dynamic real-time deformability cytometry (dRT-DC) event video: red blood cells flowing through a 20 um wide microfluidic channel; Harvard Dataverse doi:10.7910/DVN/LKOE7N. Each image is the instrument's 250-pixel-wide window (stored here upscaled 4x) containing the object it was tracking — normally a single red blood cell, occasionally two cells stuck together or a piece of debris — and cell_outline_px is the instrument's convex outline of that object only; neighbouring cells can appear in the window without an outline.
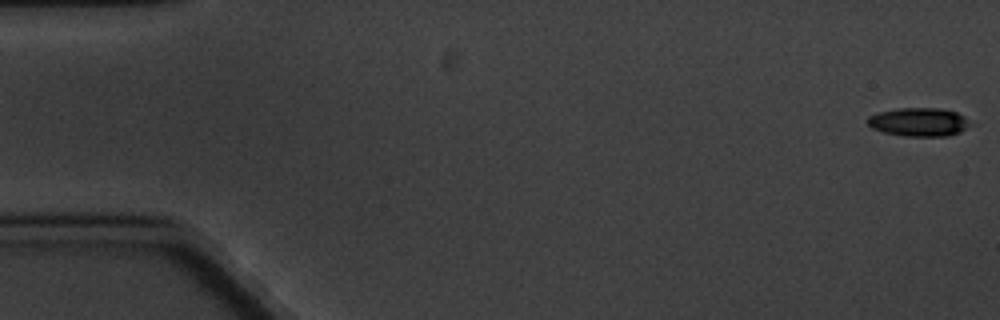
{"species": "common noctule bat (a hibernating species)", "species_latin": "Nyctalus noctula", "temperature_condition": "cold", "stored_images_in_passage": 6, "camera_frame_rate_fps": 3000, "um_per_image_px": 0.085, "animal": {"sex": "male", "body_mass_g": 20.1, "forearm_length_mm": 53.5}, "frame": {"image": 1, "passage_image": 1, "time_ms": 0.0, "image_size_px": [1000, 320], "cell_outline_px": [[968, 124], [960, 132], [948, 136], [908, 136], [884, 132], [872, 128], [868, 124], [868, 116], [880, 112], [900, 108], [940, 108], [956, 112], [964, 116]], "centroid_in_image_um": [78.08, 10.37], "position_along_channel_um": 6.9, "area_um2": 16.7}}
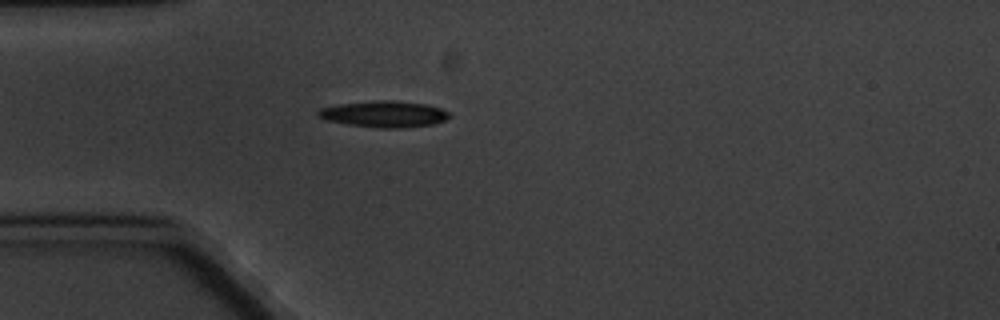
{"frame": {"image": 2, "passage_image": 5, "time_ms": 5.333, "image_size_px": [1000, 320], "cell_outline_px": [[452, 116], [444, 120], [432, 124], [404, 128], [380, 128], [348, 124], [324, 120], [316, 116], [316, 112], [320, 108], [340, 104], [376, 100], [392, 100], [428, 104], [440, 108], [448, 112]], "centroid_in_image_um": [32.63, 9.69], "position_along_channel_um": 52.4, "area_um2": 20.23}}